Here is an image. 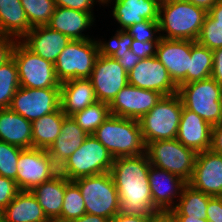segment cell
Listing matches in <instances>:
<instances>
[{"label":"cell","instance_id":"obj_1","mask_svg":"<svg viewBox=\"0 0 222 222\" xmlns=\"http://www.w3.org/2000/svg\"><path fill=\"white\" fill-rule=\"evenodd\" d=\"M150 166L147 153L114 159L110 174L119 195V213L151 216L160 211L151 195L148 179Z\"/></svg>","mask_w":222,"mask_h":222},{"label":"cell","instance_id":"obj_2","mask_svg":"<svg viewBox=\"0 0 222 222\" xmlns=\"http://www.w3.org/2000/svg\"><path fill=\"white\" fill-rule=\"evenodd\" d=\"M206 15L204 9L185 0L160 3L158 14L160 36L164 39L196 41Z\"/></svg>","mask_w":222,"mask_h":222},{"label":"cell","instance_id":"obj_3","mask_svg":"<svg viewBox=\"0 0 222 222\" xmlns=\"http://www.w3.org/2000/svg\"><path fill=\"white\" fill-rule=\"evenodd\" d=\"M93 135L114 159L146 153L139 121L136 119L110 115Z\"/></svg>","mask_w":222,"mask_h":222},{"label":"cell","instance_id":"obj_4","mask_svg":"<svg viewBox=\"0 0 222 222\" xmlns=\"http://www.w3.org/2000/svg\"><path fill=\"white\" fill-rule=\"evenodd\" d=\"M182 110L183 103L178 93L163 96L138 120L145 145L153 141L175 139Z\"/></svg>","mask_w":222,"mask_h":222},{"label":"cell","instance_id":"obj_5","mask_svg":"<svg viewBox=\"0 0 222 222\" xmlns=\"http://www.w3.org/2000/svg\"><path fill=\"white\" fill-rule=\"evenodd\" d=\"M114 157L94 135H88L82 145L65 160L58 172L68 180L110 172Z\"/></svg>","mask_w":222,"mask_h":222},{"label":"cell","instance_id":"obj_6","mask_svg":"<svg viewBox=\"0 0 222 222\" xmlns=\"http://www.w3.org/2000/svg\"><path fill=\"white\" fill-rule=\"evenodd\" d=\"M183 106L202 117L211 126L222 117V86L212 77L178 87Z\"/></svg>","mask_w":222,"mask_h":222},{"label":"cell","instance_id":"obj_7","mask_svg":"<svg viewBox=\"0 0 222 222\" xmlns=\"http://www.w3.org/2000/svg\"><path fill=\"white\" fill-rule=\"evenodd\" d=\"M73 182L81 191L87 214L110 220L119 213V195L110 172L78 178Z\"/></svg>","mask_w":222,"mask_h":222},{"label":"cell","instance_id":"obj_8","mask_svg":"<svg viewBox=\"0 0 222 222\" xmlns=\"http://www.w3.org/2000/svg\"><path fill=\"white\" fill-rule=\"evenodd\" d=\"M146 153L151 165L165 169L187 183L191 180L198 153L176 138L149 142Z\"/></svg>","mask_w":222,"mask_h":222},{"label":"cell","instance_id":"obj_9","mask_svg":"<svg viewBox=\"0 0 222 222\" xmlns=\"http://www.w3.org/2000/svg\"><path fill=\"white\" fill-rule=\"evenodd\" d=\"M99 55L96 39L71 40L54 64L60 83L71 79L90 78Z\"/></svg>","mask_w":222,"mask_h":222},{"label":"cell","instance_id":"obj_10","mask_svg":"<svg viewBox=\"0 0 222 222\" xmlns=\"http://www.w3.org/2000/svg\"><path fill=\"white\" fill-rule=\"evenodd\" d=\"M12 58L17 66L21 87L60 88L54 64L29 50L20 40L14 46Z\"/></svg>","mask_w":222,"mask_h":222},{"label":"cell","instance_id":"obj_11","mask_svg":"<svg viewBox=\"0 0 222 222\" xmlns=\"http://www.w3.org/2000/svg\"><path fill=\"white\" fill-rule=\"evenodd\" d=\"M58 173L47 150L23 149L17 162L16 184L19 190L31 191Z\"/></svg>","mask_w":222,"mask_h":222},{"label":"cell","instance_id":"obj_12","mask_svg":"<svg viewBox=\"0 0 222 222\" xmlns=\"http://www.w3.org/2000/svg\"><path fill=\"white\" fill-rule=\"evenodd\" d=\"M60 88L19 87L11 100L9 109L33 122L60 108Z\"/></svg>","mask_w":222,"mask_h":222},{"label":"cell","instance_id":"obj_13","mask_svg":"<svg viewBox=\"0 0 222 222\" xmlns=\"http://www.w3.org/2000/svg\"><path fill=\"white\" fill-rule=\"evenodd\" d=\"M89 79L97 101L110 104L128 84V72L116 59L98 55Z\"/></svg>","mask_w":222,"mask_h":222},{"label":"cell","instance_id":"obj_14","mask_svg":"<svg viewBox=\"0 0 222 222\" xmlns=\"http://www.w3.org/2000/svg\"><path fill=\"white\" fill-rule=\"evenodd\" d=\"M128 84L160 92L164 96L178 93V86L156 56L140 60L128 73Z\"/></svg>","mask_w":222,"mask_h":222},{"label":"cell","instance_id":"obj_15","mask_svg":"<svg viewBox=\"0 0 222 222\" xmlns=\"http://www.w3.org/2000/svg\"><path fill=\"white\" fill-rule=\"evenodd\" d=\"M160 92L127 84L109 104L111 115L139 120L163 97Z\"/></svg>","mask_w":222,"mask_h":222},{"label":"cell","instance_id":"obj_16","mask_svg":"<svg viewBox=\"0 0 222 222\" xmlns=\"http://www.w3.org/2000/svg\"><path fill=\"white\" fill-rule=\"evenodd\" d=\"M191 40L160 38L156 58L169 72L173 82L179 87L187 83V72L191 60Z\"/></svg>","mask_w":222,"mask_h":222},{"label":"cell","instance_id":"obj_17","mask_svg":"<svg viewBox=\"0 0 222 222\" xmlns=\"http://www.w3.org/2000/svg\"><path fill=\"white\" fill-rule=\"evenodd\" d=\"M188 184L204 194L222 197V155L211 149L199 152Z\"/></svg>","mask_w":222,"mask_h":222},{"label":"cell","instance_id":"obj_18","mask_svg":"<svg viewBox=\"0 0 222 222\" xmlns=\"http://www.w3.org/2000/svg\"><path fill=\"white\" fill-rule=\"evenodd\" d=\"M148 179L153 203L159 210L173 209L187 184L181 177L153 165L148 171Z\"/></svg>","mask_w":222,"mask_h":222},{"label":"cell","instance_id":"obj_19","mask_svg":"<svg viewBox=\"0 0 222 222\" xmlns=\"http://www.w3.org/2000/svg\"><path fill=\"white\" fill-rule=\"evenodd\" d=\"M20 41L41 58L55 64L71 39L45 25L33 27Z\"/></svg>","mask_w":222,"mask_h":222},{"label":"cell","instance_id":"obj_20","mask_svg":"<svg viewBox=\"0 0 222 222\" xmlns=\"http://www.w3.org/2000/svg\"><path fill=\"white\" fill-rule=\"evenodd\" d=\"M211 137L212 126L183 106L176 139L185 147L199 153L211 148Z\"/></svg>","mask_w":222,"mask_h":222},{"label":"cell","instance_id":"obj_21","mask_svg":"<svg viewBox=\"0 0 222 222\" xmlns=\"http://www.w3.org/2000/svg\"><path fill=\"white\" fill-rule=\"evenodd\" d=\"M111 2H114L111 15L122 27L120 30L144 20L158 21L160 4L156 0H104V5Z\"/></svg>","mask_w":222,"mask_h":222},{"label":"cell","instance_id":"obj_22","mask_svg":"<svg viewBox=\"0 0 222 222\" xmlns=\"http://www.w3.org/2000/svg\"><path fill=\"white\" fill-rule=\"evenodd\" d=\"M91 13L56 6L47 26L58 31L71 40L93 39L82 33L91 28L95 22Z\"/></svg>","mask_w":222,"mask_h":222},{"label":"cell","instance_id":"obj_23","mask_svg":"<svg viewBox=\"0 0 222 222\" xmlns=\"http://www.w3.org/2000/svg\"><path fill=\"white\" fill-rule=\"evenodd\" d=\"M60 97V107L66 116H71L97 101L89 78L71 79L61 83Z\"/></svg>","mask_w":222,"mask_h":222},{"label":"cell","instance_id":"obj_24","mask_svg":"<svg viewBox=\"0 0 222 222\" xmlns=\"http://www.w3.org/2000/svg\"><path fill=\"white\" fill-rule=\"evenodd\" d=\"M87 136L71 116H66L59 136L47 150L53 163L59 168L82 145Z\"/></svg>","mask_w":222,"mask_h":222},{"label":"cell","instance_id":"obj_25","mask_svg":"<svg viewBox=\"0 0 222 222\" xmlns=\"http://www.w3.org/2000/svg\"><path fill=\"white\" fill-rule=\"evenodd\" d=\"M0 141L22 149L33 148L32 122L9 108L0 109Z\"/></svg>","mask_w":222,"mask_h":222},{"label":"cell","instance_id":"obj_26","mask_svg":"<svg viewBox=\"0 0 222 222\" xmlns=\"http://www.w3.org/2000/svg\"><path fill=\"white\" fill-rule=\"evenodd\" d=\"M31 192L36 197L47 218L61 220L65 195V176L58 172L51 179L35 187Z\"/></svg>","mask_w":222,"mask_h":222},{"label":"cell","instance_id":"obj_27","mask_svg":"<svg viewBox=\"0 0 222 222\" xmlns=\"http://www.w3.org/2000/svg\"><path fill=\"white\" fill-rule=\"evenodd\" d=\"M2 218L3 222H40L47 217L34 194L20 190L2 211Z\"/></svg>","mask_w":222,"mask_h":222},{"label":"cell","instance_id":"obj_28","mask_svg":"<svg viewBox=\"0 0 222 222\" xmlns=\"http://www.w3.org/2000/svg\"><path fill=\"white\" fill-rule=\"evenodd\" d=\"M31 29L20 0H0V34L21 40Z\"/></svg>","mask_w":222,"mask_h":222},{"label":"cell","instance_id":"obj_29","mask_svg":"<svg viewBox=\"0 0 222 222\" xmlns=\"http://www.w3.org/2000/svg\"><path fill=\"white\" fill-rule=\"evenodd\" d=\"M66 115L61 107L32 122L33 148L48 150L59 136Z\"/></svg>","mask_w":222,"mask_h":222},{"label":"cell","instance_id":"obj_30","mask_svg":"<svg viewBox=\"0 0 222 222\" xmlns=\"http://www.w3.org/2000/svg\"><path fill=\"white\" fill-rule=\"evenodd\" d=\"M213 196L194 189L188 183L184 186L176 206L169 210L174 216H189L207 219L206 210L209 200Z\"/></svg>","mask_w":222,"mask_h":222},{"label":"cell","instance_id":"obj_31","mask_svg":"<svg viewBox=\"0 0 222 222\" xmlns=\"http://www.w3.org/2000/svg\"><path fill=\"white\" fill-rule=\"evenodd\" d=\"M213 68V50L197 41H192L191 60L187 72V83L204 80L211 77Z\"/></svg>","mask_w":222,"mask_h":222},{"label":"cell","instance_id":"obj_32","mask_svg":"<svg viewBox=\"0 0 222 222\" xmlns=\"http://www.w3.org/2000/svg\"><path fill=\"white\" fill-rule=\"evenodd\" d=\"M110 115L109 104L96 101L94 104L74 113L71 117L88 135H93Z\"/></svg>","mask_w":222,"mask_h":222},{"label":"cell","instance_id":"obj_33","mask_svg":"<svg viewBox=\"0 0 222 222\" xmlns=\"http://www.w3.org/2000/svg\"><path fill=\"white\" fill-rule=\"evenodd\" d=\"M20 87L17 66L13 58L0 66V109H7Z\"/></svg>","mask_w":222,"mask_h":222},{"label":"cell","instance_id":"obj_34","mask_svg":"<svg viewBox=\"0 0 222 222\" xmlns=\"http://www.w3.org/2000/svg\"><path fill=\"white\" fill-rule=\"evenodd\" d=\"M86 214L84 199L78 186L65 177V195L61 210V221L66 222Z\"/></svg>","mask_w":222,"mask_h":222},{"label":"cell","instance_id":"obj_35","mask_svg":"<svg viewBox=\"0 0 222 222\" xmlns=\"http://www.w3.org/2000/svg\"><path fill=\"white\" fill-rule=\"evenodd\" d=\"M31 28L45 26L55 10L54 0H20Z\"/></svg>","mask_w":222,"mask_h":222},{"label":"cell","instance_id":"obj_36","mask_svg":"<svg viewBox=\"0 0 222 222\" xmlns=\"http://www.w3.org/2000/svg\"><path fill=\"white\" fill-rule=\"evenodd\" d=\"M23 149L0 141V176L16 181L17 162Z\"/></svg>","mask_w":222,"mask_h":222},{"label":"cell","instance_id":"obj_37","mask_svg":"<svg viewBox=\"0 0 222 222\" xmlns=\"http://www.w3.org/2000/svg\"><path fill=\"white\" fill-rule=\"evenodd\" d=\"M116 34L108 41L96 39L99 55L111 57L116 51L129 50L133 37L125 30L117 29Z\"/></svg>","mask_w":222,"mask_h":222},{"label":"cell","instance_id":"obj_38","mask_svg":"<svg viewBox=\"0 0 222 222\" xmlns=\"http://www.w3.org/2000/svg\"><path fill=\"white\" fill-rule=\"evenodd\" d=\"M125 31L139 42L159 41L161 38L158 21L144 20L129 26Z\"/></svg>","mask_w":222,"mask_h":222},{"label":"cell","instance_id":"obj_39","mask_svg":"<svg viewBox=\"0 0 222 222\" xmlns=\"http://www.w3.org/2000/svg\"><path fill=\"white\" fill-rule=\"evenodd\" d=\"M16 181L0 176V210L3 211L19 192Z\"/></svg>","mask_w":222,"mask_h":222},{"label":"cell","instance_id":"obj_40","mask_svg":"<svg viewBox=\"0 0 222 222\" xmlns=\"http://www.w3.org/2000/svg\"><path fill=\"white\" fill-rule=\"evenodd\" d=\"M196 41L210 50L222 48V30L201 29Z\"/></svg>","mask_w":222,"mask_h":222},{"label":"cell","instance_id":"obj_41","mask_svg":"<svg viewBox=\"0 0 222 222\" xmlns=\"http://www.w3.org/2000/svg\"><path fill=\"white\" fill-rule=\"evenodd\" d=\"M55 5L59 7L70 8L73 10L91 13L93 16V7L95 4L104 5V0H54Z\"/></svg>","mask_w":222,"mask_h":222},{"label":"cell","instance_id":"obj_42","mask_svg":"<svg viewBox=\"0 0 222 222\" xmlns=\"http://www.w3.org/2000/svg\"><path fill=\"white\" fill-rule=\"evenodd\" d=\"M159 41L139 42L133 40L130 50L141 59L156 56V49Z\"/></svg>","mask_w":222,"mask_h":222},{"label":"cell","instance_id":"obj_43","mask_svg":"<svg viewBox=\"0 0 222 222\" xmlns=\"http://www.w3.org/2000/svg\"><path fill=\"white\" fill-rule=\"evenodd\" d=\"M201 29L222 30V0L207 13Z\"/></svg>","mask_w":222,"mask_h":222},{"label":"cell","instance_id":"obj_44","mask_svg":"<svg viewBox=\"0 0 222 222\" xmlns=\"http://www.w3.org/2000/svg\"><path fill=\"white\" fill-rule=\"evenodd\" d=\"M112 59L116 61L129 73L137 63L142 60L140 57L135 55L130 49L123 51H116L112 56Z\"/></svg>","mask_w":222,"mask_h":222},{"label":"cell","instance_id":"obj_45","mask_svg":"<svg viewBox=\"0 0 222 222\" xmlns=\"http://www.w3.org/2000/svg\"><path fill=\"white\" fill-rule=\"evenodd\" d=\"M17 39L0 34V66L12 58Z\"/></svg>","mask_w":222,"mask_h":222},{"label":"cell","instance_id":"obj_46","mask_svg":"<svg viewBox=\"0 0 222 222\" xmlns=\"http://www.w3.org/2000/svg\"><path fill=\"white\" fill-rule=\"evenodd\" d=\"M208 222H222V197L213 196L206 210Z\"/></svg>","mask_w":222,"mask_h":222},{"label":"cell","instance_id":"obj_47","mask_svg":"<svg viewBox=\"0 0 222 222\" xmlns=\"http://www.w3.org/2000/svg\"><path fill=\"white\" fill-rule=\"evenodd\" d=\"M211 77L222 86V48L213 50V68Z\"/></svg>","mask_w":222,"mask_h":222},{"label":"cell","instance_id":"obj_48","mask_svg":"<svg viewBox=\"0 0 222 222\" xmlns=\"http://www.w3.org/2000/svg\"><path fill=\"white\" fill-rule=\"evenodd\" d=\"M213 152L222 155V126H212L211 148Z\"/></svg>","mask_w":222,"mask_h":222},{"label":"cell","instance_id":"obj_49","mask_svg":"<svg viewBox=\"0 0 222 222\" xmlns=\"http://www.w3.org/2000/svg\"><path fill=\"white\" fill-rule=\"evenodd\" d=\"M109 222H150V216H133L118 213Z\"/></svg>","mask_w":222,"mask_h":222},{"label":"cell","instance_id":"obj_50","mask_svg":"<svg viewBox=\"0 0 222 222\" xmlns=\"http://www.w3.org/2000/svg\"><path fill=\"white\" fill-rule=\"evenodd\" d=\"M150 222H176V219L169 210H160L150 216Z\"/></svg>","mask_w":222,"mask_h":222},{"label":"cell","instance_id":"obj_51","mask_svg":"<svg viewBox=\"0 0 222 222\" xmlns=\"http://www.w3.org/2000/svg\"><path fill=\"white\" fill-rule=\"evenodd\" d=\"M66 222H109L107 218L94 214H85L79 218L71 219Z\"/></svg>","mask_w":222,"mask_h":222},{"label":"cell","instance_id":"obj_52","mask_svg":"<svg viewBox=\"0 0 222 222\" xmlns=\"http://www.w3.org/2000/svg\"><path fill=\"white\" fill-rule=\"evenodd\" d=\"M193 5L204 9L207 13L220 1V0H185Z\"/></svg>","mask_w":222,"mask_h":222},{"label":"cell","instance_id":"obj_53","mask_svg":"<svg viewBox=\"0 0 222 222\" xmlns=\"http://www.w3.org/2000/svg\"><path fill=\"white\" fill-rule=\"evenodd\" d=\"M174 217L176 219V222H208L207 219H198L189 216H174Z\"/></svg>","mask_w":222,"mask_h":222},{"label":"cell","instance_id":"obj_54","mask_svg":"<svg viewBox=\"0 0 222 222\" xmlns=\"http://www.w3.org/2000/svg\"><path fill=\"white\" fill-rule=\"evenodd\" d=\"M40 222H62V221L55 218H46L45 220L40 221Z\"/></svg>","mask_w":222,"mask_h":222},{"label":"cell","instance_id":"obj_55","mask_svg":"<svg viewBox=\"0 0 222 222\" xmlns=\"http://www.w3.org/2000/svg\"><path fill=\"white\" fill-rule=\"evenodd\" d=\"M156 1L160 4V3H163V2H167L169 0H156Z\"/></svg>","mask_w":222,"mask_h":222},{"label":"cell","instance_id":"obj_56","mask_svg":"<svg viewBox=\"0 0 222 222\" xmlns=\"http://www.w3.org/2000/svg\"><path fill=\"white\" fill-rule=\"evenodd\" d=\"M0 222H3L2 211L0 210Z\"/></svg>","mask_w":222,"mask_h":222},{"label":"cell","instance_id":"obj_57","mask_svg":"<svg viewBox=\"0 0 222 222\" xmlns=\"http://www.w3.org/2000/svg\"><path fill=\"white\" fill-rule=\"evenodd\" d=\"M219 126H222V117H221V121H220V123L218 124Z\"/></svg>","mask_w":222,"mask_h":222}]
</instances>
